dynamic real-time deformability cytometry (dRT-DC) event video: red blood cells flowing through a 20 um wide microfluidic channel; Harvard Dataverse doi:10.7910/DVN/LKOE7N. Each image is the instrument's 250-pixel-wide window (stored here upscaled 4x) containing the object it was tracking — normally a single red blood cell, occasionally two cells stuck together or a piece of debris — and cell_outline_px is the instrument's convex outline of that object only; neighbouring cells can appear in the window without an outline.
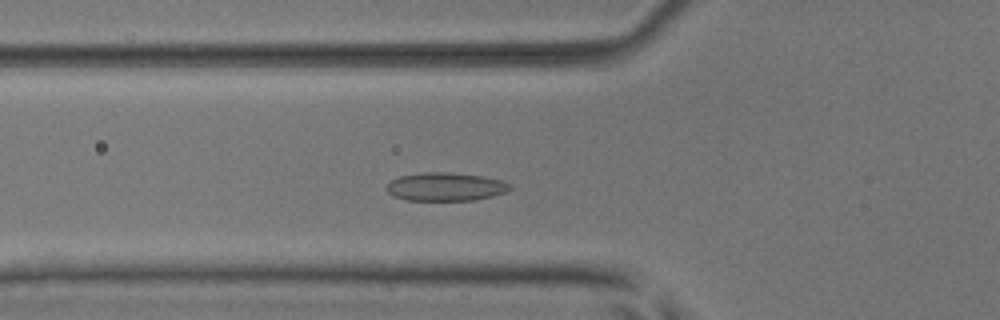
{"species": "common noctule bat (a hibernating species)", "species_latin": "Nyctalus noctula", "temperature_condition": "room temperature", "stored_images_in_passage": 45, "camera_frame_rate_fps": 3000, "um_per_image_px": 0.085, "animal": {"sex": "male", "body_mass_g": 17.9, "forearm_length_mm": 54.2}, "frame": {"image": 1, "passage_image": 14, "time_ms": 4.333, "image_size_px": [1000, 320], "cell_outline_px": [[512, 188], [508, 192], [492, 196], [472, 200], [408, 200], [392, 196], [388, 192], [388, 184], [392, 180], [400, 176], [424, 172], [448, 172], [484, 176], [504, 180], [512, 184]], "centroid_in_image_um": [37.94, 15.87], "position_along_channel_um": 87.9, "area_um2": 20.46}}
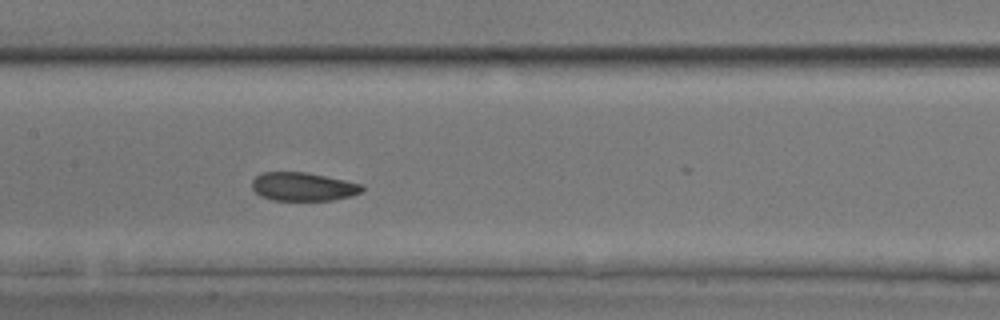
{"frame": {"image": 2, "passage_image": 21, "time_ms": 6.667, "image_size_px": [1000, 320], "cell_outline_px": [[364, 188], [360, 192], [352, 196], [332, 200], [272, 200], [260, 196], [252, 188], [252, 180], [256, 176], [264, 172], [304, 172], [364, 184]], "centroid_in_image_um": [25.76, 15.87], "position_along_channel_um": 181.6, "area_um2": 18.21}}
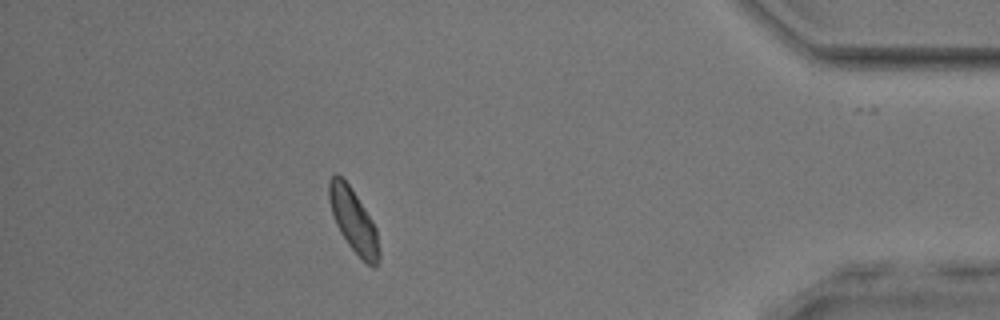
{"frame": {"image": 3, "passage_image": 41, "time_ms": 13.333, "image_size_px": [1000, 320], "cell_outline_px": [[380, 260], [372, 268], [348, 244], [340, 232], [336, 224], [328, 200], [328, 180], [336, 172], [352, 188], [372, 220], [376, 228], [380, 252]], "centroid_in_image_um": [30.04, 18.72], "position_along_channel_um": 405.2, "area_um2": 18.38}, "authors_computed_cell_mechanics": {"area_um2": 18.9584, "velocity_mm_per_s": 4.0168, "shape_relaxation_time_tau1_ms": 3.1917, "shape_relaxation_time_tau2_ms": 2.5615, "deformation_change_tau1": 0.0735, "deformation_change_tau2": 0.0805}}